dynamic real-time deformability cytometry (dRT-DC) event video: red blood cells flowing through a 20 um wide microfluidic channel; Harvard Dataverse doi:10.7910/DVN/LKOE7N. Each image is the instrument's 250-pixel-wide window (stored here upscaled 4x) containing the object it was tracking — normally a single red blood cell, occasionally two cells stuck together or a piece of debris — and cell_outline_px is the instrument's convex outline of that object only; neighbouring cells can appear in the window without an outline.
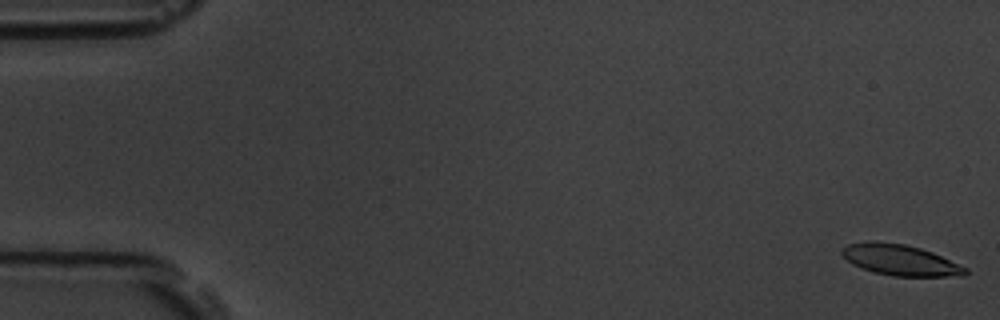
{"species": "common noctule bat (a hibernating species)", "species_latin": "Nyctalus noctula", "temperature_condition": "room temperature", "stored_images_in_passage": 5, "camera_frame_rate_fps": 3000, "um_per_image_px": 0.085, "animal": {"sex": "male", "body_mass_g": 19.5, "forearm_length_mm": 54.6}, "frame": {"image": 1, "passage_image": 1, "time_ms": 0.0, "image_size_px": [1000, 320], "cell_outline_px": [[968, 272], [964, 276], [892, 276], [876, 272], [852, 264], [840, 252], [840, 248], [848, 244], [868, 240], [872, 240], [904, 244], [920, 248], [932, 252], [968, 268]], "centroid_in_image_um": [76.51, 22.09], "position_along_channel_um": 8.5, "area_um2": 22.2}}
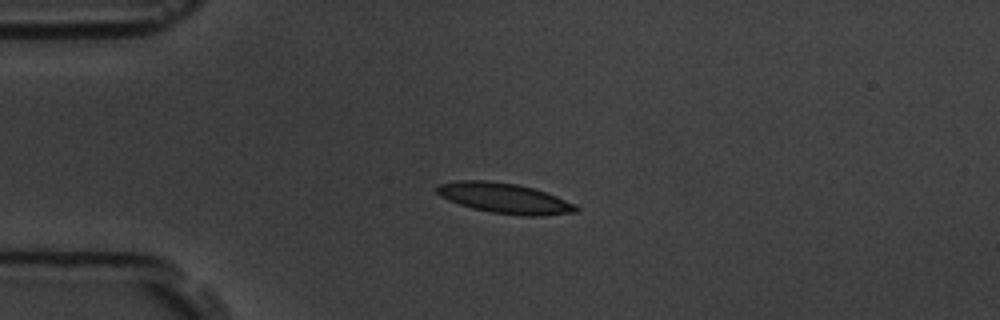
{"frame": {"image": 2, "passage_image": 4, "time_ms": 1.0, "image_size_px": [1000, 320], "cell_outline_px": [[580, 208], [576, 212], [540, 216], [524, 216], [492, 212], [472, 208], [448, 200], [440, 196], [432, 188], [440, 184], [460, 180], [488, 180], [516, 184], [532, 188], [556, 196], [576, 204]], "centroid_in_image_um": [42.86, 16.84], "position_along_channel_um": 42.1, "area_um2": 24.51}}